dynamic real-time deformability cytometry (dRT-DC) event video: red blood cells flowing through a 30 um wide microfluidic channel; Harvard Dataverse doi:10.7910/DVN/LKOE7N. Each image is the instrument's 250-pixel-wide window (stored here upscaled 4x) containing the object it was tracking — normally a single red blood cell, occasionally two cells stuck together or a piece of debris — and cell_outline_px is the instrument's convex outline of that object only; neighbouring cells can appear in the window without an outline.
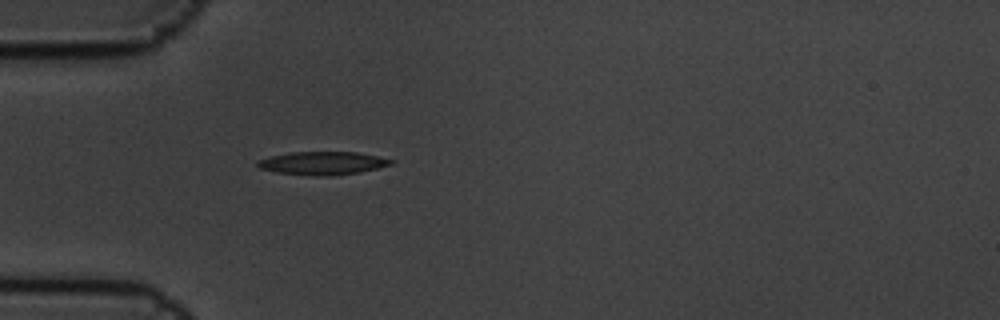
{"species": "common noctule bat (a hibernating species)", "species_latin": "Nyctalus noctula", "temperature_condition": "cold", "stored_images_in_passage": 6, "camera_frame_rate_fps": 3000, "um_per_image_px": 0.085, "animal": {"sex": "male", "body_mass_g": 19.5, "forearm_length_mm": 54.6}, "frame": {"image": 1, "passage_image": 6, "time_ms": 1.667, "image_size_px": [1000, 320], "cell_outline_px": [[396, 160], [392, 164], [360, 172], [328, 176], [312, 176], [276, 172], [260, 168], [256, 164], [260, 160], [272, 156], [292, 152], [356, 152], [380, 156]], "centroid_in_image_um": [27.47, 13.87], "position_along_channel_um": 57.5, "area_um2": 17.92}}